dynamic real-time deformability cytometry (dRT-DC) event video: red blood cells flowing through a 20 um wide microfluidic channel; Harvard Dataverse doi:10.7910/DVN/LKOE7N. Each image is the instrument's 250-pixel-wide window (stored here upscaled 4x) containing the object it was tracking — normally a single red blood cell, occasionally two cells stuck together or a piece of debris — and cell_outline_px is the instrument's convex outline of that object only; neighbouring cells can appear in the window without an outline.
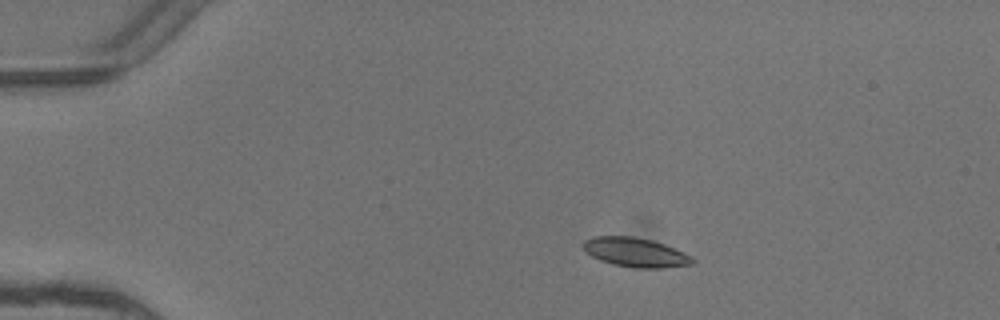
{"species": "common noctule bat (a hibernating species)", "species_latin": "Nyctalus noctula", "temperature_condition": "warm", "stored_images_in_passage": 7, "camera_frame_rate_fps": 3000, "um_per_image_px": 0.085, "animal": {"sex": "female"}, "frame": {"image": 1, "passage_image": 2, "time_ms": 0.333, "image_size_px": [1000, 320], "cell_outline_px": [[696, 260], [692, 264], [664, 268], [640, 268], [612, 264], [600, 260], [592, 256], [584, 248], [584, 240], [592, 236], [632, 236], [652, 240], [664, 244], [684, 252], [692, 256]], "centroid_in_image_um": [54.04, 21.45], "position_along_channel_um": 31.0, "area_um2": 18.55}}
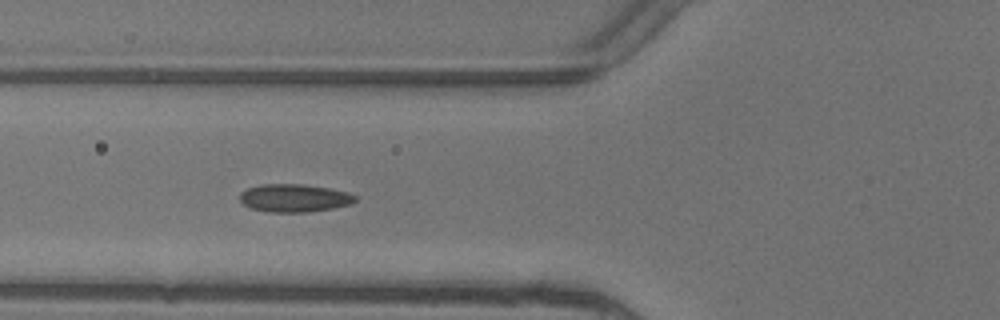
{"frame": {"image": 2, "passage_image": 5, "time_ms": 1.333, "image_size_px": [1000, 320], "cell_outline_px": [[356, 200], [352, 204], [332, 208], [308, 212], [268, 212], [252, 208], [244, 204], [240, 200], [240, 192], [248, 188], [260, 184], [304, 184], [328, 188], [344, 192], [356, 196]], "centroid_in_image_um": [24.99, 16.83], "position_along_channel_um": 100.8, "area_um2": 18.67}}
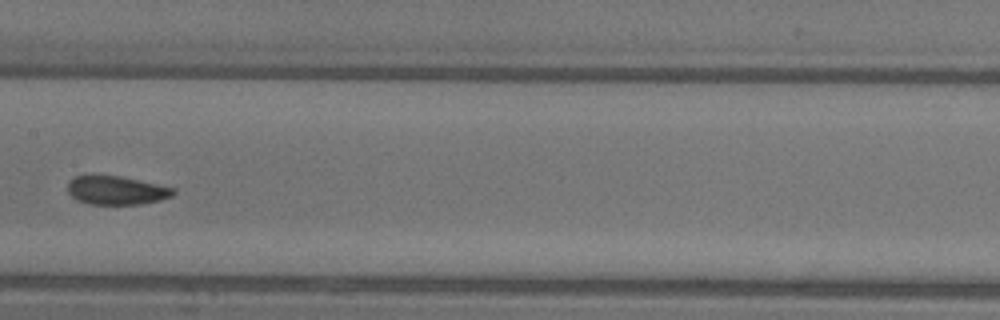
{"frame": {"image": 3, "passage_image": 7, "time_ms": 2.0, "image_size_px": [1000, 320], "cell_outline_px": [[176, 192], [172, 196], [160, 200], [140, 204], [88, 204], [76, 200], [68, 192], [68, 184], [76, 176], [120, 176], [176, 188]], "centroid_in_image_um": [9.93, 16.19], "position_along_channel_um": 197.5, "area_um2": 17.46}}